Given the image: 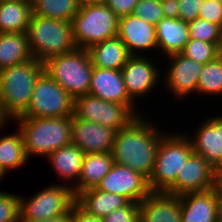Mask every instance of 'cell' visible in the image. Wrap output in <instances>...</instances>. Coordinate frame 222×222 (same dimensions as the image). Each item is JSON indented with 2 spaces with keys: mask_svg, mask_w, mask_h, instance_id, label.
Here are the masks:
<instances>
[{
  "mask_svg": "<svg viewBox=\"0 0 222 222\" xmlns=\"http://www.w3.org/2000/svg\"><path fill=\"white\" fill-rule=\"evenodd\" d=\"M113 163L112 152L85 154L78 182L72 186L75 196L84 190L95 188Z\"/></svg>",
  "mask_w": 222,
  "mask_h": 222,
  "instance_id": "obj_25",
  "label": "cell"
},
{
  "mask_svg": "<svg viewBox=\"0 0 222 222\" xmlns=\"http://www.w3.org/2000/svg\"><path fill=\"white\" fill-rule=\"evenodd\" d=\"M89 94L104 101L126 105L136 116V103L129 98L121 70H111L93 67L90 81Z\"/></svg>",
  "mask_w": 222,
  "mask_h": 222,
  "instance_id": "obj_15",
  "label": "cell"
},
{
  "mask_svg": "<svg viewBox=\"0 0 222 222\" xmlns=\"http://www.w3.org/2000/svg\"><path fill=\"white\" fill-rule=\"evenodd\" d=\"M98 190L115 193L125 197L129 202L140 203L151 193L148 179L141 173L127 166L112 164L109 172L96 186Z\"/></svg>",
  "mask_w": 222,
  "mask_h": 222,
  "instance_id": "obj_11",
  "label": "cell"
},
{
  "mask_svg": "<svg viewBox=\"0 0 222 222\" xmlns=\"http://www.w3.org/2000/svg\"><path fill=\"white\" fill-rule=\"evenodd\" d=\"M193 153L187 134L165 133L159 141L154 168L148 179L151 192H166Z\"/></svg>",
  "mask_w": 222,
  "mask_h": 222,
  "instance_id": "obj_5",
  "label": "cell"
},
{
  "mask_svg": "<svg viewBox=\"0 0 222 222\" xmlns=\"http://www.w3.org/2000/svg\"><path fill=\"white\" fill-rule=\"evenodd\" d=\"M217 57L222 61V28L220 31L219 42L217 45Z\"/></svg>",
  "mask_w": 222,
  "mask_h": 222,
  "instance_id": "obj_44",
  "label": "cell"
},
{
  "mask_svg": "<svg viewBox=\"0 0 222 222\" xmlns=\"http://www.w3.org/2000/svg\"><path fill=\"white\" fill-rule=\"evenodd\" d=\"M181 53L196 62L205 64L217 57V45L202 40L189 39Z\"/></svg>",
  "mask_w": 222,
  "mask_h": 222,
  "instance_id": "obj_31",
  "label": "cell"
},
{
  "mask_svg": "<svg viewBox=\"0 0 222 222\" xmlns=\"http://www.w3.org/2000/svg\"><path fill=\"white\" fill-rule=\"evenodd\" d=\"M74 98L45 71L39 76L27 111L20 117L73 116Z\"/></svg>",
  "mask_w": 222,
  "mask_h": 222,
  "instance_id": "obj_9",
  "label": "cell"
},
{
  "mask_svg": "<svg viewBox=\"0 0 222 222\" xmlns=\"http://www.w3.org/2000/svg\"><path fill=\"white\" fill-rule=\"evenodd\" d=\"M145 115L135 117L116 133L112 156L114 163L127 166L149 179L159 141L165 133Z\"/></svg>",
  "mask_w": 222,
  "mask_h": 222,
  "instance_id": "obj_1",
  "label": "cell"
},
{
  "mask_svg": "<svg viewBox=\"0 0 222 222\" xmlns=\"http://www.w3.org/2000/svg\"><path fill=\"white\" fill-rule=\"evenodd\" d=\"M102 222H139V203L129 202L102 218Z\"/></svg>",
  "mask_w": 222,
  "mask_h": 222,
  "instance_id": "obj_35",
  "label": "cell"
},
{
  "mask_svg": "<svg viewBox=\"0 0 222 222\" xmlns=\"http://www.w3.org/2000/svg\"><path fill=\"white\" fill-rule=\"evenodd\" d=\"M215 1H217V2H219V3H221V4H222V0H215Z\"/></svg>",
  "mask_w": 222,
  "mask_h": 222,
  "instance_id": "obj_48",
  "label": "cell"
},
{
  "mask_svg": "<svg viewBox=\"0 0 222 222\" xmlns=\"http://www.w3.org/2000/svg\"><path fill=\"white\" fill-rule=\"evenodd\" d=\"M76 205L71 184H50L31 198L20 196L21 221H36L70 213Z\"/></svg>",
  "mask_w": 222,
  "mask_h": 222,
  "instance_id": "obj_8",
  "label": "cell"
},
{
  "mask_svg": "<svg viewBox=\"0 0 222 222\" xmlns=\"http://www.w3.org/2000/svg\"><path fill=\"white\" fill-rule=\"evenodd\" d=\"M11 120L9 119V117L5 114V112L3 111V107H2V103H1V99H0V129L5 128V124L8 125V123Z\"/></svg>",
  "mask_w": 222,
  "mask_h": 222,
  "instance_id": "obj_43",
  "label": "cell"
},
{
  "mask_svg": "<svg viewBox=\"0 0 222 222\" xmlns=\"http://www.w3.org/2000/svg\"><path fill=\"white\" fill-rule=\"evenodd\" d=\"M133 14L154 26L165 18L162 10V2L157 0H138Z\"/></svg>",
  "mask_w": 222,
  "mask_h": 222,
  "instance_id": "obj_34",
  "label": "cell"
},
{
  "mask_svg": "<svg viewBox=\"0 0 222 222\" xmlns=\"http://www.w3.org/2000/svg\"><path fill=\"white\" fill-rule=\"evenodd\" d=\"M139 222H181L179 196L151 192L139 203Z\"/></svg>",
  "mask_w": 222,
  "mask_h": 222,
  "instance_id": "obj_19",
  "label": "cell"
},
{
  "mask_svg": "<svg viewBox=\"0 0 222 222\" xmlns=\"http://www.w3.org/2000/svg\"><path fill=\"white\" fill-rule=\"evenodd\" d=\"M101 2L120 18L132 14L138 0H101Z\"/></svg>",
  "mask_w": 222,
  "mask_h": 222,
  "instance_id": "obj_38",
  "label": "cell"
},
{
  "mask_svg": "<svg viewBox=\"0 0 222 222\" xmlns=\"http://www.w3.org/2000/svg\"><path fill=\"white\" fill-rule=\"evenodd\" d=\"M88 52L93 66L111 70H121L131 56L118 36L94 44Z\"/></svg>",
  "mask_w": 222,
  "mask_h": 222,
  "instance_id": "obj_24",
  "label": "cell"
},
{
  "mask_svg": "<svg viewBox=\"0 0 222 222\" xmlns=\"http://www.w3.org/2000/svg\"><path fill=\"white\" fill-rule=\"evenodd\" d=\"M71 222H102V219L87 215L75 205L71 210Z\"/></svg>",
  "mask_w": 222,
  "mask_h": 222,
  "instance_id": "obj_39",
  "label": "cell"
},
{
  "mask_svg": "<svg viewBox=\"0 0 222 222\" xmlns=\"http://www.w3.org/2000/svg\"><path fill=\"white\" fill-rule=\"evenodd\" d=\"M32 58L26 32L0 33V70Z\"/></svg>",
  "mask_w": 222,
  "mask_h": 222,
  "instance_id": "obj_27",
  "label": "cell"
},
{
  "mask_svg": "<svg viewBox=\"0 0 222 222\" xmlns=\"http://www.w3.org/2000/svg\"><path fill=\"white\" fill-rule=\"evenodd\" d=\"M128 203L125 197L98 190L96 187L84 190L76 196V205L82 211L101 219Z\"/></svg>",
  "mask_w": 222,
  "mask_h": 222,
  "instance_id": "obj_21",
  "label": "cell"
},
{
  "mask_svg": "<svg viewBox=\"0 0 222 222\" xmlns=\"http://www.w3.org/2000/svg\"><path fill=\"white\" fill-rule=\"evenodd\" d=\"M218 96L222 94V61L216 57L203 64L197 84V94Z\"/></svg>",
  "mask_w": 222,
  "mask_h": 222,
  "instance_id": "obj_30",
  "label": "cell"
},
{
  "mask_svg": "<svg viewBox=\"0 0 222 222\" xmlns=\"http://www.w3.org/2000/svg\"><path fill=\"white\" fill-rule=\"evenodd\" d=\"M162 10L165 18L178 19L179 1L178 0L162 1Z\"/></svg>",
  "mask_w": 222,
  "mask_h": 222,
  "instance_id": "obj_40",
  "label": "cell"
},
{
  "mask_svg": "<svg viewBox=\"0 0 222 222\" xmlns=\"http://www.w3.org/2000/svg\"><path fill=\"white\" fill-rule=\"evenodd\" d=\"M199 126L188 136L194 153L203 156L214 169L222 168V115L207 119Z\"/></svg>",
  "mask_w": 222,
  "mask_h": 222,
  "instance_id": "obj_18",
  "label": "cell"
},
{
  "mask_svg": "<svg viewBox=\"0 0 222 222\" xmlns=\"http://www.w3.org/2000/svg\"><path fill=\"white\" fill-rule=\"evenodd\" d=\"M167 58L170 59L168 69L163 75L164 80H161V82L165 81L166 90L179 100L190 94H197V84L203 64L186 57L182 53L171 54L165 59Z\"/></svg>",
  "mask_w": 222,
  "mask_h": 222,
  "instance_id": "obj_12",
  "label": "cell"
},
{
  "mask_svg": "<svg viewBox=\"0 0 222 222\" xmlns=\"http://www.w3.org/2000/svg\"><path fill=\"white\" fill-rule=\"evenodd\" d=\"M29 158L25 152L24 139L17 129L16 133L0 135V180L11 170H17L27 164Z\"/></svg>",
  "mask_w": 222,
  "mask_h": 222,
  "instance_id": "obj_26",
  "label": "cell"
},
{
  "mask_svg": "<svg viewBox=\"0 0 222 222\" xmlns=\"http://www.w3.org/2000/svg\"><path fill=\"white\" fill-rule=\"evenodd\" d=\"M179 12L178 19L185 22L194 21L199 17L200 9L204 3V0H178Z\"/></svg>",
  "mask_w": 222,
  "mask_h": 222,
  "instance_id": "obj_37",
  "label": "cell"
},
{
  "mask_svg": "<svg viewBox=\"0 0 222 222\" xmlns=\"http://www.w3.org/2000/svg\"><path fill=\"white\" fill-rule=\"evenodd\" d=\"M156 38L161 55L181 53L190 39L188 23L180 19L163 18L156 25Z\"/></svg>",
  "mask_w": 222,
  "mask_h": 222,
  "instance_id": "obj_22",
  "label": "cell"
},
{
  "mask_svg": "<svg viewBox=\"0 0 222 222\" xmlns=\"http://www.w3.org/2000/svg\"><path fill=\"white\" fill-rule=\"evenodd\" d=\"M31 17V0L0 2V33L27 32Z\"/></svg>",
  "mask_w": 222,
  "mask_h": 222,
  "instance_id": "obj_28",
  "label": "cell"
},
{
  "mask_svg": "<svg viewBox=\"0 0 222 222\" xmlns=\"http://www.w3.org/2000/svg\"><path fill=\"white\" fill-rule=\"evenodd\" d=\"M215 189L219 197H222V168L216 170Z\"/></svg>",
  "mask_w": 222,
  "mask_h": 222,
  "instance_id": "obj_42",
  "label": "cell"
},
{
  "mask_svg": "<svg viewBox=\"0 0 222 222\" xmlns=\"http://www.w3.org/2000/svg\"><path fill=\"white\" fill-rule=\"evenodd\" d=\"M0 222H21L19 195L0 191Z\"/></svg>",
  "mask_w": 222,
  "mask_h": 222,
  "instance_id": "obj_33",
  "label": "cell"
},
{
  "mask_svg": "<svg viewBox=\"0 0 222 222\" xmlns=\"http://www.w3.org/2000/svg\"><path fill=\"white\" fill-rule=\"evenodd\" d=\"M18 1V0H0V2Z\"/></svg>",
  "mask_w": 222,
  "mask_h": 222,
  "instance_id": "obj_47",
  "label": "cell"
},
{
  "mask_svg": "<svg viewBox=\"0 0 222 222\" xmlns=\"http://www.w3.org/2000/svg\"><path fill=\"white\" fill-rule=\"evenodd\" d=\"M77 48L88 49L118 34L119 17L103 2L80 6L72 20Z\"/></svg>",
  "mask_w": 222,
  "mask_h": 222,
  "instance_id": "obj_7",
  "label": "cell"
},
{
  "mask_svg": "<svg viewBox=\"0 0 222 222\" xmlns=\"http://www.w3.org/2000/svg\"><path fill=\"white\" fill-rule=\"evenodd\" d=\"M74 115L117 132L137 117L126 105L104 101L90 94L74 98Z\"/></svg>",
  "mask_w": 222,
  "mask_h": 222,
  "instance_id": "obj_10",
  "label": "cell"
},
{
  "mask_svg": "<svg viewBox=\"0 0 222 222\" xmlns=\"http://www.w3.org/2000/svg\"><path fill=\"white\" fill-rule=\"evenodd\" d=\"M181 222H217V190L186 193L179 196Z\"/></svg>",
  "mask_w": 222,
  "mask_h": 222,
  "instance_id": "obj_20",
  "label": "cell"
},
{
  "mask_svg": "<svg viewBox=\"0 0 222 222\" xmlns=\"http://www.w3.org/2000/svg\"><path fill=\"white\" fill-rule=\"evenodd\" d=\"M198 18L215 23L222 28V4L215 0H204Z\"/></svg>",
  "mask_w": 222,
  "mask_h": 222,
  "instance_id": "obj_36",
  "label": "cell"
},
{
  "mask_svg": "<svg viewBox=\"0 0 222 222\" xmlns=\"http://www.w3.org/2000/svg\"><path fill=\"white\" fill-rule=\"evenodd\" d=\"M215 178L216 169L203 156L193 153L179 171L176 182L166 193L180 196L208 191L215 188Z\"/></svg>",
  "mask_w": 222,
  "mask_h": 222,
  "instance_id": "obj_14",
  "label": "cell"
},
{
  "mask_svg": "<svg viewBox=\"0 0 222 222\" xmlns=\"http://www.w3.org/2000/svg\"><path fill=\"white\" fill-rule=\"evenodd\" d=\"M117 36L126 45L131 56H144V50L145 53L151 52L152 49L158 50L156 26L147 23L133 13L119 18Z\"/></svg>",
  "mask_w": 222,
  "mask_h": 222,
  "instance_id": "obj_17",
  "label": "cell"
},
{
  "mask_svg": "<svg viewBox=\"0 0 222 222\" xmlns=\"http://www.w3.org/2000/svg\"><path fill=\"white\" fill-rule=\"evenodd\" d=\"M32 15L72 22L79 6L74 0H31Z\"/></svg>",
  "mask_w": 222,
  "mask_h": 222,
  "instance_id": "obj_29",
  "label": "cell"
},
{
  "mask_svg": "<svg viewBox=\"0 0 222 222\" xmlns=\"http://www.w3.org/2000/svg\"><path fill=\"white\" fill-rule=\"evenodd\" d=\"M44 72V63L32 58L0 70V99L11 122L28 109L35 84Z\"/></svg>",
  "mask_w": 222,
  "mask_h": 222,
  "instance_id": "obj_2",
  "label": "cell"
},
{
  "mask_svg": "<svg viewBox=\"0 0 222 222\" xmlns=\"http://www.w3.org/2000/svg\"><path fill=\"white\" fill-rule=\"evenodd\" d=\"M74 1L79 7L87 4H94L101 2V0H74Z\"/></svg>",
  "mask_w": 222,
  "mask_h": 222,
  "instance_id": "obj_45",
  "label": "cell"
},
{
  "mask_svg": "<svg viewBox=\"0 0 222 222\" xmlns=\"http://www.w3.org/2000/svg\"><path fill=\"white\" fill-rule=\"evenodd\" d=\"M26 33L32 57L43 63L77 48L71 22L32 15Z\"/></svg>",
  "mask_w": 222,
  "mask_h": 222,
  "instance_id": "obj_4",
  "label": "cell"
},
{
  "mask_svg": "<svg viewBox=\"0 0 222 222\" xmlns=\"http://www.w3.org/2000/svg\"><path fill=\"white\" fill-rule=\"evenodd\" d=\"M93 67L88 49L83 48L44 62V71L73 98L89 94Z\"/></svg>",
  "mask_w": 222,
  "mask_h": 222,
  "instance_id": "obj_6",
  "label": "cell"
},
{
  "mask_svg": "<svg viewBox=\"0 0 222 222\" xmlns=\"http://www.w3.org/2000/svg\"><path fill=\"white\" fill-rule=\"evenodd\" d=\"M190 39L202 40L218 45L221 27L215 23L196 18L188 22Z\"/></svg>",
  "mask_w": 222,
  "mask_h": 222,
  "instance_id": "obj_32",
  "label": "cell"
},
{
  "mask_svg": "<svg viewBox=\"0 0 222 222\" xmlns=\"http://www.w3.org/2000/svg\"><path fill=\"white\" fill-rule=\"evenodd\" d=\"M116 133L99 123L72 116L71 143L85 154L112 152Z\"/></svg>",
  "mask_w": 222,
  "mask_h": 222,
  "instance_id": "obj_16",
  "label": "cell"
},
{
  "mask_svg": "<svg viewBox=\"0 0 222 222\" xmlns=\"http://www.w3.org/2000/svg\"><path fill=\"white\" fill-rule=\"evenodd\" d=\"M84 156L85 153L77 145L70 143L53 151L46 159L52 169L58 173L59 178L66 180L63 184L66 185L67 181L70 182L72 180L70 182L74 183L71 184L72 187L78 182L80 177Z\"/></svg>",
  "mask_w": 222,
  "mask_h": 222,
  "instance_id": "obj_23",
  "label": "cell"
},
{
  "mask_svg": "<svg viewBox=\"0 0 222 222\" xmlns=\"http://www.w3.org/2000/svg\"><path fill=\"white\" fill-rule=\"evenodd\" d=\"M217 222H222V197L218 200Z\"/></svg>",
  "mask_w": 222,
  "mask_h": 222,
  "instance_id": "obj_46",
  "label": "cell"
},
{
  "mask_svg": "<svg viewBox=\"0 0 222 222\" xmlns=\"http://www.w3.org/2000/svg\"><path fill=\"white\" fill-rule=\"evenodd\" d=\"M147 56H130L121 71L129 98L134 102L137 98L146 97L157 87L162 76L160 67ZM161 74V75H160Z\"/></svg>",
  "mask_w": 222,
  "mask_h": 222,
  "instance_id": "obj_13",
  "label": "cell"
},
{
  "mask_svg": "<svg viewBox=\"0 0 222 222\" xmlns=\"http://www.w3.org/2000/svg\"><path fill=\"white\" fill-rule=\"evenodd\" d=\"M17 129L24 139L25 152L47 157L53 151L71 143L72 116L52 118L17 117Z\"/></svg>",
  "mask_w": 222,
  "mask_h": 222,
  "instance_id": "obj_3",
  "label": "cell"
},
{
  "mask_svg": "<svg viewBox=\"0 0 222 222\" xmlns=\"http://www.w3.org/2000/svg\"><path fill=\"white\" fill-rule=\"evenodd\" d=\"M21 222H71V212L58 217H52L36 221H21Z\"/></svg>",
  "mask_w": 222,
  "mask_h": 222,
  "instance_id": "obj_41",
  "label": "cell"
}]
</instances>
